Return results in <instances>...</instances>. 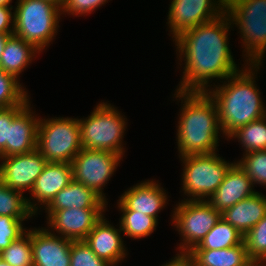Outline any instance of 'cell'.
<instances>
[{"instance_id": "obj_8", "label": "cell", "mask_w": 266, "mask_h": 266, "mask_svg": "<svg viewBox=\"0 0 266 266\" xmlns=\"http://www.w3.org/2000/svg\"><path fill=\"white\" fill-rule=\"evenodd\" d=\"M82 148L78 118L40 119L36 149L47 162L71 163Z\"/></svg>"}, {"instance_id": "obj_22", "label": "cell", "mask_w": 266, "mask_h": 266, "mask_svg": "<svg viewBox=\"0 0 266 266\" xmlns=\"http://www.w3.org/2000/svg\"><path fill=\"white\" fill-rule=\"evenodd\" d=\"M41 53L33 44L12 34L9 36L1 56L0 68L13 75L17 80L28 65L32 63L33 58Z\"/></svg>"}, {"instance_id": "obj_7", "label": "cell", "mask_w": 266, "mask_h": 266, "mask_svg": "<svg viewBox=\"0 0 266 266\" xmlns=\"http://www.w3.org/2000/svg\"><path fill=\"white\" fill-rule=\"evenodd\" d=\"M185 166L182 173L185 201H206L216 192L225 175L235 163H229L216 153L180 157ZM207 198V199H206Z\"/></svg>"}, {"instance_id": "obj_15", "label": "cell", "mask_w": 266, "mask_h": 266, "mask_svg": "<svg viewBox=\"0 0 266 266\" xmlns=\"http://www.w3.org/2000/svg\"><path fill=\"white\" fill-rule=\"evenodd\" d=\"M160 186L159 182L156 183L152 179L130 187L118 200L119 211H136V213L152 216L158 221L157 214L168 204L166 190Z\"/></svg>"}, {"instance_id": "obj_29", "label": "cell", "mask_w": 266, "mask_h": 266, "mask_svg": "<svg viewBox=\"0 0 266 266\" xmlns=\"http://www.w3.org/2000/svg\"><path fill=\"white\" fill-rule=\"evenodd\" d=\"M0 253L1 258L11 266H33L31 228Z\"/></svg>"}, {"instance_id": "obj_21", "label": "cell", "mask_w": 266, "mask_h": 266, "mask_svg": "<svg viewBox=\"0 0 266 266\" xmlns=\"http://www.w3.org/2000/svg\"><path fill=\"white\" fill-rule=\"evenodd\" d=\"M266 215V196L255 192L221 213V218L243 236Z\"/></svg>"}, {"instance_id": "obj_37", "label": "cell", "mask_w": 266, "mask_h": 266, "mask_svg": "<svg viewBox=\"0 0 266 266\" xmlns=\"http://www.w3.org/2000/svg\"><path fill=\"white\" fill-rule=\"evenodd\" d=\"M176 255L173 257L174 259L162 266H197L194 257L188 251H180Z\"/></svg>"}, {"instance_id": "obj_19", "label": "cell", "mask_w": 266, "mask_h": 266, "mask_svg": "<svg viewBox=\"0 0 266 266\" xmlns=\"http://www.w3.org/2000/svg\"><path fill=\"white\" fill-rule=\"evenodd\" d=\"M29 103L12 121L6 141V157L25 154L37 148L38 127L37 117ZM36 116V117H35Z\"/></svg>"}, {"instance_id": "obj_24", "label": "cell", "mask_w": 266, "mask_h": 266, "mask_svg": "<svg viewBox=\"0 0 266 266\" xmlns=\"http://www.w3.org/2000/svg\"><path fill=\"white\" fill-rule=\"evenodd\" d=\"M244 242V236L224 219H220L203 240L191 250H219Z\"/></svg>"}, {"instance_id": "obj_13", "label": "cell", "mask_w": 266, "mask_h": 266, "mask_svg": "<svg viewBox=\"0 0 266 266\" xmlns=\"http://www.w3.org/2000/svg\"><path fill=\"white\" fill-rule=\"evenodd\" d=\"M107 209H62L53 210L47 217L48 231L73 241L84 240ZM61 234V235H60Z\"/></svg>"}, {"instance_id": "obj_4", "label": "cell", "mask_w": 266, "mask_h": 266, "mask_svg": "<svg viewBox=\"0 0 266 266\" xmlns=\"http://www.w3.org/2000/svg\"><path fill=\"white\" fill-rule=\"evenodd\" d=\"M16 4L13 34L42 52L58 33L61 9L45 0H17Z\"/></svg>"}, {"instance_id": "obj_16", "label": "cell", "mask_w": 266, "mask_h": 266, "mask_svg": "<svg viewBox=\"0 0 266 266\" xmlns=\"http://www.w3.org/2000/svg\"><path fill=\"white\" fill-rule=\"evenodd\" d=\"M73 180L71 163L47 162L31 189L27 205L35 214L40 205L47 206L55 195ZM30 200H33L31 202ZM37 200L39 204L34 201ZM39 205V206H38Z\"/></svg>"}, {"instance_id": "obj_28", "label": "cell", "mask_w": 266, "mask_h": 266, "mask_svg": "<svg viewBox=\"0 0 266 266\" xmlns=\"http://www.w3.org/2000/svg\"><path fill=\"white\" fill-rule=\"evenodd\" d=\"M249 259L256 266H266V215L244 235Z\"/></svg>"}, {"instance_id": "obj_14", "label": "cell", "mask_w": 266, "mask_h": 266, "mask_svg": "<svg viewBox=\"0 0 266 266\" xmlns=\"http://www.w3.org/2000/svg\"><path fill=\"white\" fill-rule=\"evenodd\" d=\"M33 266H70L72 240L45 228L31 229Z\"/></svg>"}, {"instance_id": "obj_17", "label": "cell", "mask_w": 266, "mask_h": 266, "mask_svg": "<svg viewBox=\"0 0 266 266\" xmlns=\"http://www.w3.org/2000/svg\"><path fill=\"white\" fill-rule=\"evenodd\" d=\"M103 217L89 232L84 242L102 260L112 266H116L125 259L127 252L125 243L121 237V228H115Z\"/></svg>"}, {"instance_id": "obj_6", "label": "cell", "mask_w": 266, "mask_h": 266, "mask_svg": "<svg viewBox=\"0 0 266 266\" xmlns=\"http://www.w3.org/2000/svg\"><path fill=\"white\" fill-rule=\"evenodd\" d=\"M225 13L242 36L246 64H262L266 51V0H234Z\"/></svg>"}, {"instance_id": "obj_10", "label": "cell", "mask_w": 266, "mask_h": 266, "mask_svg": "<svg viewBox=\"0 0 266 266\" xmlns=\"http://www.w3.org/2000/svg\"><path fill=\"white\" fill-rule=\"evenodd\" d=\"M121 159V155L111 151L82 148L71 162L73 180L92 189L107 202L103 187L114 175Z\"/></svg>"}, {"instance_id": "obj_20", "label": "cell", "mask_w": 266, "mask_h": 266, "mask_svg": "<svg viewBox=\"0 0 266 266\" xmlns=\"http://www.w3.org/2000/svg\"><path fill=\"white\" fill-rule=\"evenodd\" d=\"M107 205L108 203L92 189L72 180L44 208L48 216L53 210L70 209L73 207L76 209H106Z\"/></svg>"}, {"instance_id": "obj_36", "label": "cell", "mask_w": 266, "mask_h": 266, "mask_svg": "<svg viewBox=\"0 0 266 266\" xmlns=\"http://www.w3.org/2000/svg\"><path fill=\"white\" fill-rule=\"evenodd\" d=\"M14 7L0 6V33L13 34L14 32Z\"/></svg>"}, {"instance_id": "obj_1", "label": "cell", "mask_w": 266, "mask_h": 266, "mask_svg": "<svg viewBox=\"0 0 266 266\" xmlns=\"http://www.w3.org/2000/svg\"><path fill=\"white\" fill-rule=\"evenodd\" d=\"M232 27L228 15L224 13L173 39L180 63L184 61L185 65L176 91L207 93L212 86L210 80H225L240 71L229 48L228 31Z\"/></svg>"}, {"instance_id": "obj_11", "label": "cell", "mask_w": 266, "mask_h": 266, "mask_svg": "<svg viewBox=\"0 0 266 266\" xmlns=\"http://www.w3.org/2000/svg\"><path fill=\"white\" fill-rule=\"evenodd\" d=\"M169 6L167 24L172 39L186 30L217 19L226 8L221 0H171Z\"/></svg>"}, {"instance_id": "obj_39", "label": "cell", "mask_w": 266, "mask_h": 266, "mask_svg": "<svg viewBox=\"0 0 266 266\" xmlns=\"http://www.w3.org/2000/svg\"><path fill=\"white\" fill-rule=\"evenodd\" d=\"M45 1H48V2H51L57 5L60 9H62L63 3H64V0H45Z\"/></svg>"}, {"instance_id": "obj_2", "label": "cell", "mask_w": 266, "mask_h": 266, "mask_svg": "<svg viewBox=\"0 0 266 266\" xmlns=\"http://www.w3.org/2000/svg\"><path fill=\"white\" fill-rule=\"evenodd\" d=\"M258 69L260 64H245L222 85H213L207 92L217 105L221 134L225 139L239 127L266 116L261 92L255 83Z\"/></svg>"}, {"instance_id": "obj_26", "label": "cell", "mask_w": 266, "mask_h": 266, "mask_svg": "<svg viewBox=\"0 0 266 266\" xmlns=\"http://www.w3.org/2000/svg\"><path fill=\"white\" fill-rule=\"evenodd\" d=\"M0 215L18 220L30 219L35 214L27 205L23 193L6 186L0 179Z\"/></svg>"}, {"instance_id": "obj_30", "label": "cell", "mask_w": 266, "mask_h": 266, "mask_svg": "<svg viewBox=\"0 0 266 266\" xmlns=\"http://www.w3.org/2000/svg\"><path fill=\"white\" fill-rule=\"evenodd\" d=\"M19 81L0 68V108L15 107L28 97Z\"/></svg>"}, {"instance_id": "obj_9", "label": "cell", "mask_w": 266, "mask_h": 266, "mask_svg": "<svg viewBox=\"0 0 266 266\" xmlns=\"http://www.w3.org/2000/svg\"><path fill=\"white\" fill-rule=\"evenodd\" d=\"M220 219L221 213L207 201L178 202L173 211L172 223L182 237L177 248L179 252H189L197 246Z\"/></svg>"}, {"instance_id": "obj_35", "label": "cell", "mask_w": 266, "mask_h": 266, "mask_svg": "<svg viewBox=\"0 0 266 266\" xmlns=\"http://www.w3.org/2000/svg\"><path fill=\"white\" fill-rule=\"evenodd\" d=\"M108 0H64L62 14L75 15L76 17L91 14L96 8L104 5Z\"/></svg>"}, {"instance_id": "obj_12", "label": "cell", "mask_w": 266, "mask_h": 266, "mask_svg": "<svg viewBox=\"0 0 266 266\" xmlns=\"http://www.w3.org/2000/svg\"><path fill=\"white\" fill-rule=\"evenodd\" d=\"M0 164V179L8 187L24 194L31 191L35 180L42 173L46 159L35 149L25 154L3 157Z\"/></svg>"}, {"instance_id": "obj_23", "label": "cell", "mask_w": 266, "mask_h": 266, "mask_svg": "<svg viewBox=\"0 0 266 266\" xmlns=\"http://www.w3.org/2000/svg\"><path fill=\"white\" fill-rule=\"evenodd\" d=\"M197 266H256L248 257L245 242L219 250H190Z\"/></svg>"}, {"instance_id": "obj_33", "label": "cell", "mask_w": 266, "mask_h": 266, "mask_svg": "<svg viewBox=\"0 0 266 266\" xmlns=\"http://www.w3.org/2000/svg\"><path fill=\"white\" fill-rule=\"evenodd\" d=\"M23 221L0 215V252L27 231L22 225Z\"/></svg>"}, {"instance_id": "obj_32", "label": "cell", "mask_w": 266, "mask_h": 266, "mask_svg": "<svg viewBox=\"0 0 266 266\" xmlns=\"http://www.w3.org/2000/svg\"><path fill=\"white\" fill-rule=\"evenodd\" d=\"M70 255V266H112L100 259L84 240H72Z\"/></svg>"}, {"instance_id": "obj_25", "label": "cell", "mask_w": 266, "mask_h": 266, "mask_svg": "<svg viewBox=\"0 0 266 266\" xmlns=\"http://www.w3.org/2000/svg\"><path fill=\"white\" fill-rule=\"evenodd\" d=\"M237 138L244 147V153L266 150V116L239 127L231 133L228 139Z\"/></svg>"}, {"instance_id": "obj_18", "label": "cell", "mask_w": 266, "mask_h": 266, "mask_svg": "<svg viewBox=\"0 0 266 266\" xmlns=\"http://www.w3.org/2000/svg\"><path fill=\"white\" fill-rule=\"evenodd\" d=\"M253 187L251 179L235 162L216 192L206 201L222 213L239 201L252 196L256 192Z\"/></svg>"}, {"instance_id": "obj_41", "label": "cell", "mask_w": 266, "mask_h": 266, "mask_svg": "<svg viewBox=\"0 0 266 266\" xmlns=\"http://www.w3.org/2000/svg\"><path fill=\"white\" fill-rule=\"evenodd\" d=\"M0 266H11L8 263H6L2 258L0 259Z\"/></svg>"}, {"instance_id": "obj_34", "label": "cell", "mask_w": 266, "mask_h": 266, "mask_svg": "<svg viewBox=\"0 0 266 266\" xmlns=\"http://www.w3.org/2000/svg\"><path fill=\"white\" fill-rule=\"evenodd\" d=\"M30 103L29 96L15 107L0 108V158L6 157V141L13 119Z\"/></svg>"}, {"instance_id": "obj_40", "label": "cell", "mask_w": 266, "mask_h": 266, "mask_svg": "<svg viewBox=\"0 0 266 266\" xmlns=\"http://www.w3.org/2000/svg\"><path fill=\"white\" fill-rule=\"evenodd\" d=\"M10 3L12 0H0V6L13 7Z\"/></svg>"}, {"instance_id": "obj_5", "label": "cell", "mask_w": 266, "mask_h": 266, "mask_svg": "<svg viewBox=\"0 0 266 266\" xmlns=\"http://www.w3.org/2000/svg\"><path fill=\"white\" fill-rule=\"evenodd\" d=\"M78 121L83 148L111 151L123 157L122 140L127 123L117 108L100 102L86 119Z\"/></svg>"}, {"instance_id": "obj_31", "label": "cell", "mask_w": 266, "mask_h": 266, "mask_svg": "<svg viewBox=\"0 0 266 266\" xmlns=\"http://www.w3.org/2000/svg\"><path fill=\"white\" fill-rule=\"evenodd\" d=\"M251 179L252 185L266 186V150L243 153V157L236 161Z\"/></svg>"}, {"instance_id": "obj_27", "label": "cell", "mask_w": 266, "mask_h": 266, "mask_svg": "<svg viewBox=\"0 0 266 266\" xmlns=\"http://www.w3.org/2000/svg\"><path fill=\"white\" fill-rule=\"evenodd\" d=\"M122 216L119 221L123 236L136 239L150 236L158 221L152 216H147L136 211H121Z\"/></svg>"}, {"instance_id": "obj_42", "label": "cell", "mask_w": 266, "mask_h": 266, "mask_svg": "<svg viewBox=\"0 0 266 266\" xmlns=\"http://www.w3.org/2000/svg\"><path fill=\"white\" fill-rule=\"evenodd\" d=\"M225 5H227L228 3L234 1V0H221Z\"/></svg>"}, {"instance_id": "obj_3", "label": "cell", "mask_w": 266, "mask_h": 266, "mask_svg": "<svg viewBox=\"0 0 266 266\" xmlns=\"http://www.w3.org/2000/svg\"><path fill=\"white\" fill-rule=\"evenodd\" d=\"M175 93L182 105L176 135L179 157L216 153L222 130L215 101L208 93Z\"/></svg>"}, {"instance_id": "obj_38", "label": "cell", "mask_w": 266, "mask_h": 266, "mask_svg": "<svg viewBox=\"0 0 266 266\" xmlns=\"http://www.w3.org/2000/svg\"><path fill=\"white\" fill-rule=\"evenodd\" d=\"M10 35L12 34L0 33V62H1V56L4 51V47Z\"/></svg>"}]
</instances>
